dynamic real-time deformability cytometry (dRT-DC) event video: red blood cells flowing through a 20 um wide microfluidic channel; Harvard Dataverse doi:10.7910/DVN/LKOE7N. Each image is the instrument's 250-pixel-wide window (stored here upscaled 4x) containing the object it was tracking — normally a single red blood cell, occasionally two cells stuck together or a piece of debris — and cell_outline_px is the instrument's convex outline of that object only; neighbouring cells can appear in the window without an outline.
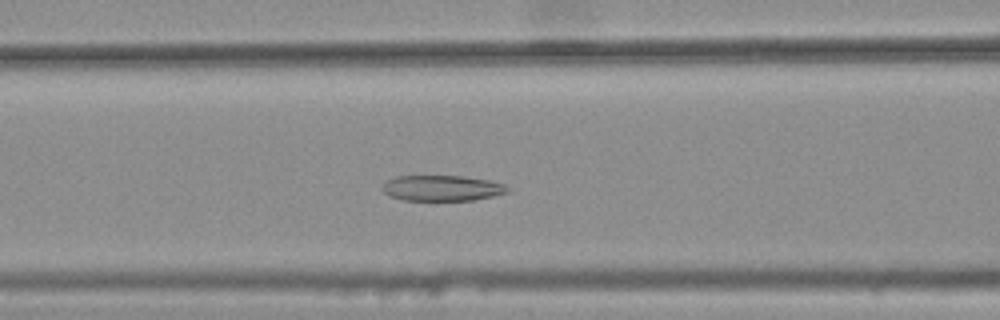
{"species": "common noctule bat (a hibernating species)", "species_latin": "Nyctalus noctula", "temperature_condition": "warm", "stored_images_in_passage": 45, "camera_frame_rate_fps": 3000, "um_per_image_px": 0.085, "animal": {"sex": "female", "body_mass_g": 25.1}, "frame": {"image": 1, "passage_image": 22, "time_ms": 7.0, "image_size_px": [1000, 320], "cell_outline_px": [[508, 192], [492, 196], [472, 200], [400, 200], [388, 196], [380, 188], [388, 180], [396, 176], [464, 176], [488, 180], [504, 184], [508, 188]], "centroid_in_image_um": [37.52, 15.99], "position_along_channel_um": 129.1, "area_um2": 18.67}}
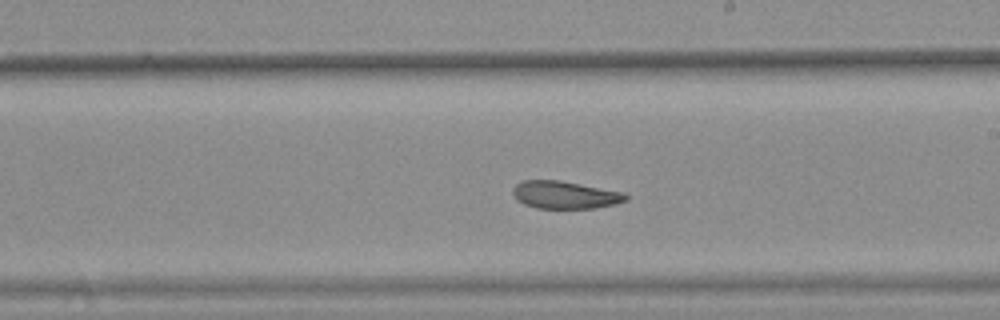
{"frame": {"image": 2, "passage_image": 31, "time_ms": 10.0, "image_size_px": [1000, 320], "cell_outline_px": [[628, 200], [616, 204], [596, 208], [536, 208], [524, 204], [516, 200], [512, 192], [512, 188], [516, 184], [524, 180], [560, 180], [624, 192], [628, 196]], "centroid_in_image_um": [48.02, 16.56], "position_along_channel_um": 241.0, "area_um2": 18.32}}
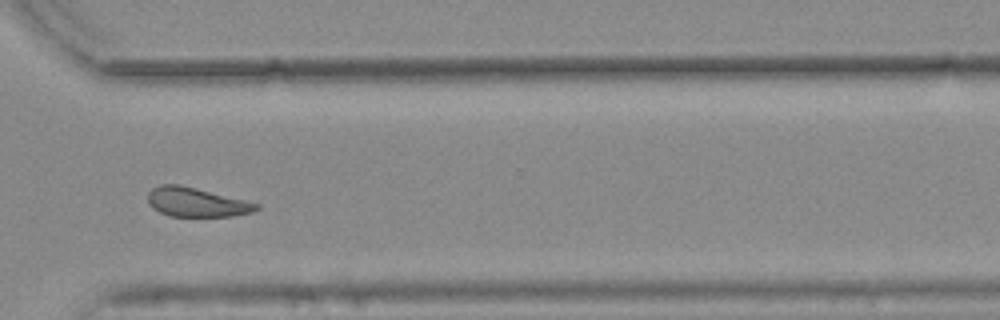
{"frame": {"image": 3, "passage_image": 40, "time_ms": 13.0, "image_size_px": [1000, 320], "cell_outline_px": [[260, 208], [252, 212], [232, 216], [168, 216], [152, 208], [148, 200], [148, 192], [152, 188], [160, 184], [180, 184], [260, 204]], "centroid_in_image_um": [16.67, 17.18], "position_along_channel_um": 353.9, "area_um2": 18.38}, "authors_computed_cell_mechanics": {"area_um2": 19.7098, "velocity_mm_per_s": 3.7435, "shape_relaxation_time_tau1_ms": null, "shape_relaxation_time_tau2_ms": 4.6374, "deformation_change_tau1": null, "deformation_change_tau2": 0.1258}}